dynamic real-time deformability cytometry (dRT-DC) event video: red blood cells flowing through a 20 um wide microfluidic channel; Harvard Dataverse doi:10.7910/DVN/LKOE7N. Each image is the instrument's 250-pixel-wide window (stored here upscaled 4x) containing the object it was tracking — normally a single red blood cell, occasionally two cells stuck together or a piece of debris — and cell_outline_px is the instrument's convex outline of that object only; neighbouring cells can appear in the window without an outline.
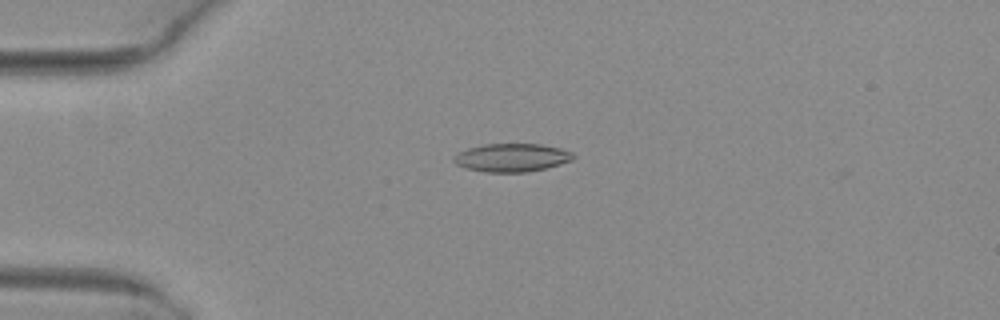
{"species": "common noctule bat (a hibernating species)", "species_latin": "Nyctalus noctula", "temperature_condition": "warm", "stored_images_in_passage": 52, "camera_frame_rate_fps": 3000, "um_per_image_px": 0.085, "animal": {"sex": "female", "body_mass_g": 29.2, "forearm_length_mm": 56.3}, "frame": {"image": 1, "passage_image": 14, "time_ms": 4.333, "image_size_px": [1000, 320], "cell_outline_px": [[576, 156], [572, 160], [560, 164], [528, 172], [484, 172], [464, 168], [456, 164], [452, 160], [460, 152], [468, 148], [484, 144], [540, 144], [560, 148], [572, 152]], "centroid_in_image_um": [43.51, 13.4], "position_along_channel_um": 41.5, "area_um2": 19.59}}
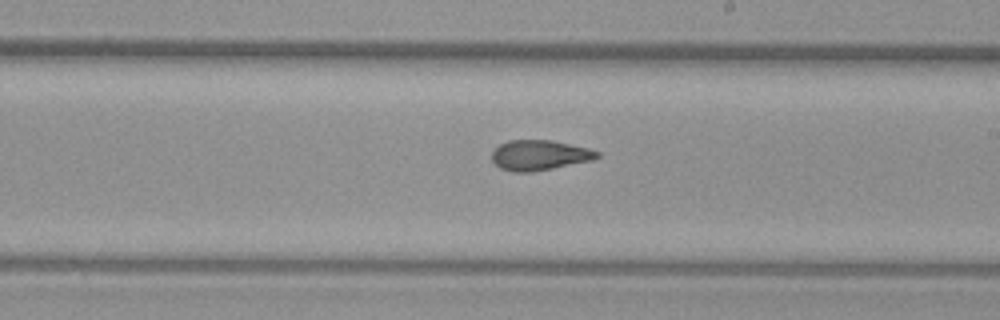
{"frame": {"image": 2, "passage_image": 31, "time_ms": 10.0, "image_size_px": [1000, 320], "cell_outline_px": [[600, 156], [592, 160], [532, 172], [516, 172], [500, 168], [492, 160], [492, 152], [500, 144], [508, 140], [552, 140], [588, 148], [600, 152]], "centroid_in_image_um": [45.85, 13.18], "position_along_channel_um": 243.1, "area_um2": 18.38}}
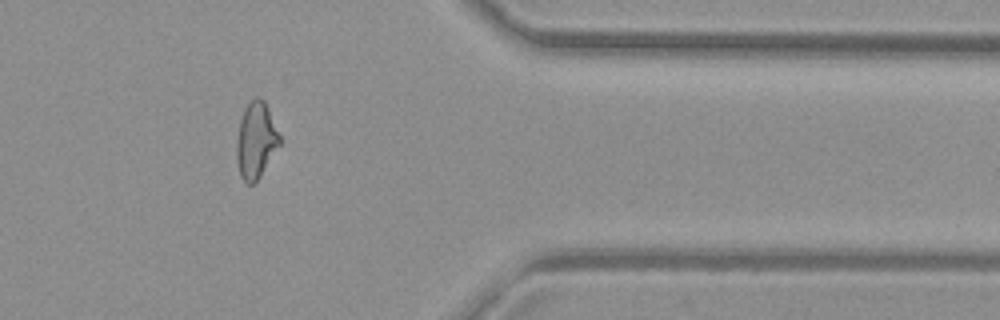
{"frame": {"image": 3, "passage_image": 43, "time_ms": 14.0, "image_size_px": [1000, 320], "cell_outline_px": [[280, 144], [260, 176], [252, 184], [248, 184], [240, 176], [236, 160], [236, 140], [240, 120], [244, 108], [256, 96], [260, 96], [264, 100], [268, 108], [280, 136]], "centroid_in_image_um": [21.74, 11.91], "position_along_channel_um": 389.7, "area_um2": 19.02}, "authors_computed_cell_mechanics": {"area_um2": 19.2185, "velocity_mm_per_s": 4.1116, "shape_relaxation_time_tau1_ms": null, "shape_relaxation_time_tau2_ms": 2.4526, "deformation_change_tau1": null, "deformation_change_tau2": 0.1073}}